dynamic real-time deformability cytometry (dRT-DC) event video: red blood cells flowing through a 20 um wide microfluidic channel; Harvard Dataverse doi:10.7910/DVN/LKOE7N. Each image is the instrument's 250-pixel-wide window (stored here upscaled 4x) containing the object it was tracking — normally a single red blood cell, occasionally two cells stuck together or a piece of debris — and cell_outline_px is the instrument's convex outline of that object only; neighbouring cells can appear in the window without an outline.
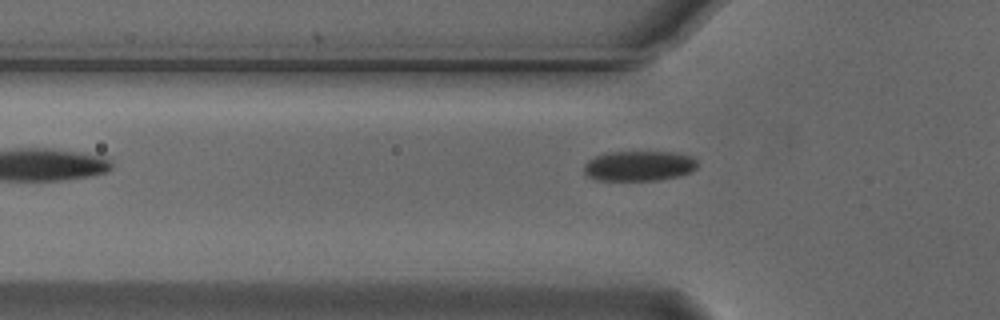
{"species": "Egyptian fruit bat (a non-hibernating species)", "species_latin": "Rousettus aegyptiacus", "temperature_condition": "cold", "stored_images_in_passage": 29, "camera_frame_rate_fps": 3000, "um_per_image_px": 0.085, "animal": {"sex": "male"}, "frame": {"image": 1, "passage_image": 2, "time_ms": 0.333, "image_size_px": [1000, 320], "cell_outline_px": [[696, 168], [680, 176], [660, 180], [600, 180], [588, 176], [584, 172], [584, 164], [588, 160], [604, 152], [676, 152], [692, 156], [696, 160]], "centroid_in_image_um": [54.31, 14.09], "position_along_channel_um": 71.5, "area_um2": 19.94}}
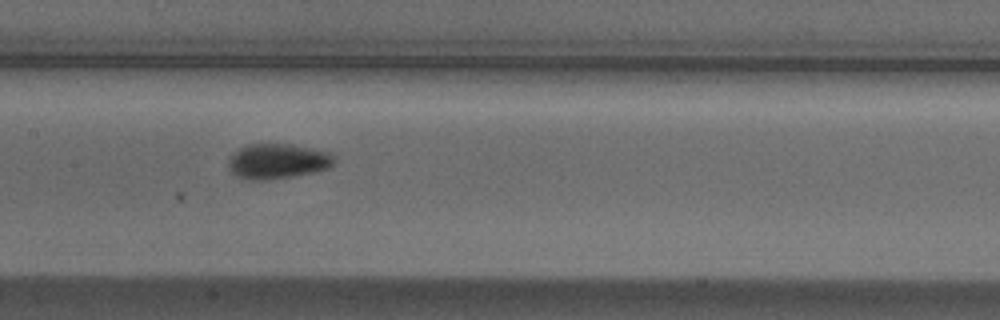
{"frame": {"image": 2, "passage_image": 11, "time_ms": 3.333, "image_size_px": [1000, 320], "cell_outline_px": [[336, 164], [328, 168], [316, 172], [268, 180], [248, 180], [236, 176], [228, 168], [228, 160], [240, 148], [248, 144], [292, 144], [332, 152], [336, 156]], "centroid_in_image_um": [23.66, 13.71], "position_along_channel_um": 183.7, "area_um2": 21.96}}
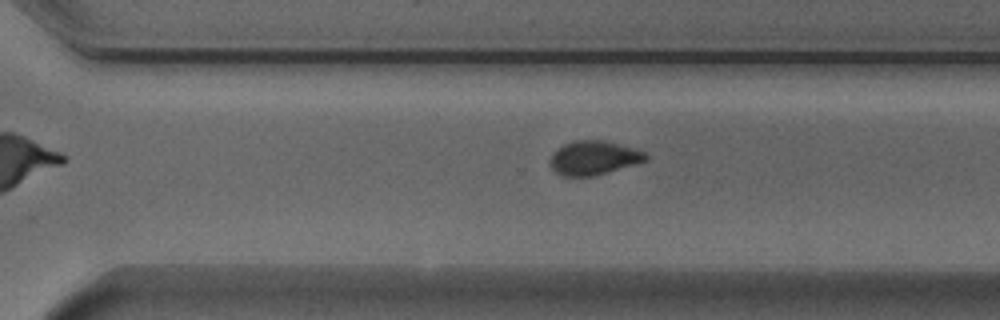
{"frame": {"image": 3, "passage_image": 22, "time_ms": 7.0, "image_size_px": [1000, 320], "cell_outline_px": [[648, 160], [608, 172], [592, 176], [564, 176], [556, 172], [552, 168], [548, 160], [552, 152], [556, 148], [572, 140], [604, 140], [632, 148], [644, 152], [648, 156]], "centroid_in_image_um": [50.41, 13.41], "position_along_channel_um": 320.2, "area_um2": 18.96}}